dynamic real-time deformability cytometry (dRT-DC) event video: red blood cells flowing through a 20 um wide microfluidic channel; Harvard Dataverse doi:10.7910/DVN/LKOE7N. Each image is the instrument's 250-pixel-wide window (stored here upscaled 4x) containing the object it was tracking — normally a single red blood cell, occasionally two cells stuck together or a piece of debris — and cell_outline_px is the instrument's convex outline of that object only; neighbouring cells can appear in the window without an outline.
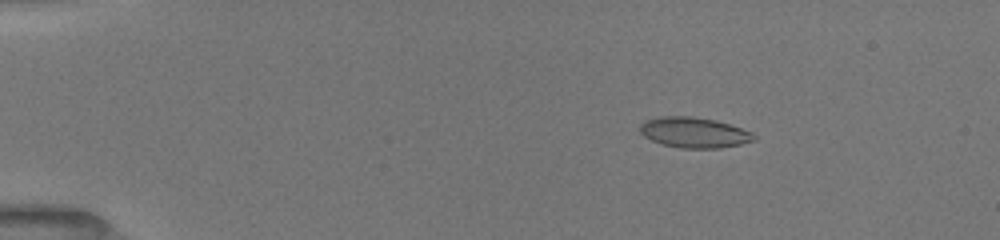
{"species": "common noctule bat (a hibernating species)", "species_latin": "Nyctalus noctula", "temperature_condition": "room temperature", "stored_images_in_passage": 49, "camera_frame_rate_fps": 3000, "um_per_image_px": 0.085, "animal": {"sex": "female", "body_mass_g": 19.5, "forearm_length_mm": 54.1}, "frame": {"image": 1, "passage_image": 6, "time_ms": 1.667, "image_size_px": [1000, 240], "cell_outline_px": [[756, 140], [740, 144], [720, 148], [680, 148], [664, 144], [652, 140], [644, 136], [640, 132], [640, 124], [648, 120], [664, 116], [692, 116], [716, 120], [752, 132], [756, 136]], "centroid_in_image_um": [59.02, 11.26], "position_along_channel_um": 26.0, "area_um2": 20.06}}
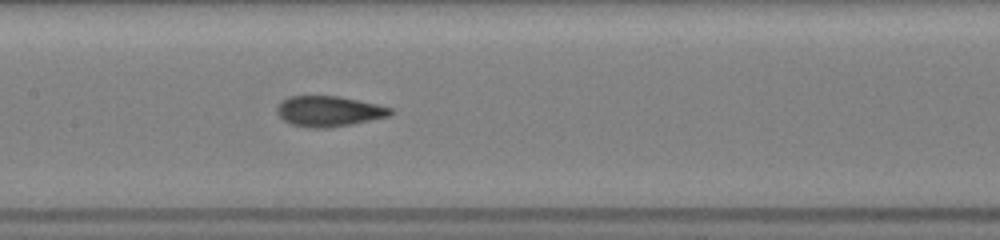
{"frame": {"image": 2, "passage_image": 24, "time_ms": 7.667, "image_size_px": [1000, 240], "cell_outline_px": [[396, 112], [388, 116], [352, 124], [328, 128], [312, 128], [292, 124], [284, 120], [276, 112], [276, 108], [288, 96], [336, 96], [376, 104], [392, 108]], "centroid_in_image_um": [27.96, 9.46], "position_along_channel_um": 179.4, "area_um2": 19.94}}
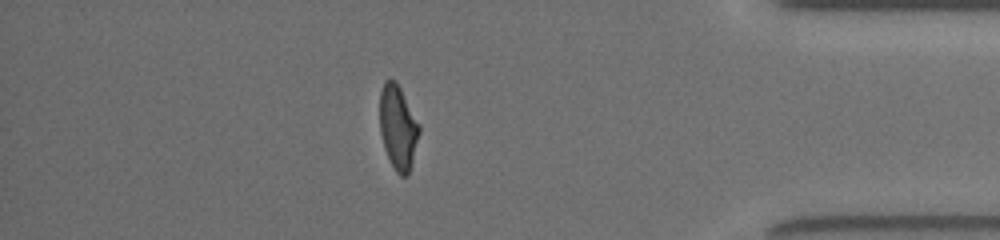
{"frame": {"image": 3, "passage_image": 43, "time_ms": 14.0, "image_size_px": [1000, 240], "cell_outline_px": [[420, 132], [408, 176], [400, 176], [396, 172], [384, 148], [380, 132], [380, 92], [384, 80], [396, 80], [420, 124]], "centroid_in_image_um": [33.83, 10.81], "position_along_channel_um": 401.4, "area_um2": 19.36}, "authors_computed_cell_mechanics": {"area_um2": 19.7676, "velocity_mm_per_s": 3.9981, "shape_relaxation_time_tau1_ms": 5.4885, "shape_relaxation_time_tau2_ms": 1.1319, "deformation_change_tau1": 0.2068, "deformation_change_tau2": 0.0571}}